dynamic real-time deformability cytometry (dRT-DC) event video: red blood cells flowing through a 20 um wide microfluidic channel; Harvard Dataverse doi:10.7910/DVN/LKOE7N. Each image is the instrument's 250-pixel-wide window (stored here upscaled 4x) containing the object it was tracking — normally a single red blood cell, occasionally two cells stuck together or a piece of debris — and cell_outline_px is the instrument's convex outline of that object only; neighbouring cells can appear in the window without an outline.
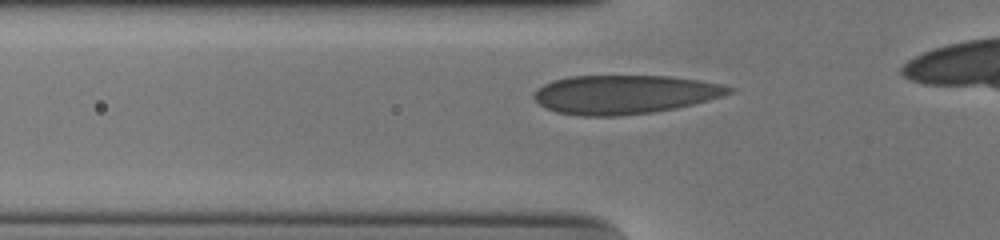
{"species": "human", "species_latin": "Homo sapiens", "temperature_condition": "cold", "stored_images_in_passage": 34, "camera_frame_rate_fps": 3000, "um_per_image_px": 0.085, "donor": {"sex": "male"}, "frame": {"image": 1, "passage_image": 7, "time_ms": 2.0, "image_size_px": [1000, 240], "cell_outline_px": [[736, 88], [732, 92], [708, 100], [676, 108], [652, 112], [616, 116], [580, 116], [556, 112], [544, 108], [532, 96], [544, 84], [552, 80], [568, 76], [668, 76], [700, 80], [720, 84]], "centroid_in_image_um": [53.06, 8.03], "position_along_channel_um": 72.7, "area_um2": 44.04}}
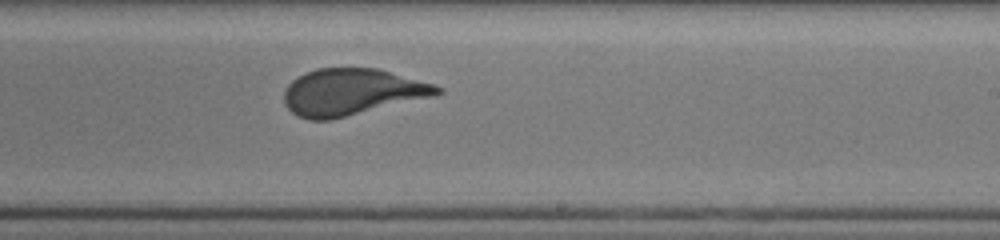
{"frame": {"image": 2, "passage_image": 22, "time_ms": 7.0, "image_size_px": [1000, 240], "cell_outline_px": [[444, 92], [436, 96], [332, 120], [308, 120], [296, 116], [284, 104], [284, 92], [288, 84], [292, 80], [304, 72], [316, 68], [376, 68], [432, 84], [444, 88]], "centroid_in_image_um": [29.89, 7.84], "position_along_channel_um": 259.1, "area_um2": 41.91}}
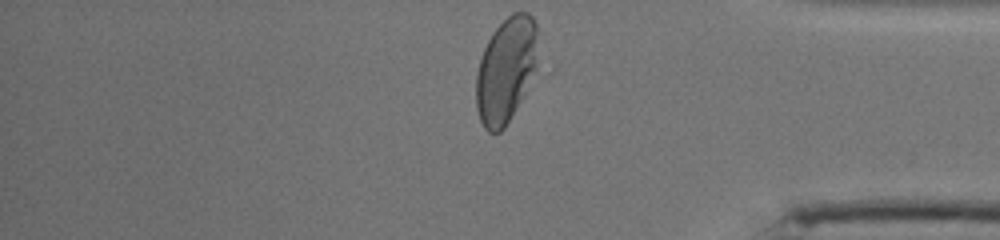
{"frame": {"image": 3, "passage_image": 34, "time_ms": 11.0, "image_size_px": [1000, 240], "cell_outline_px": [[536, 32], [532, 68], [524, 92], [520, 100], [504, 128], [500, 132], [488, 132], [484, 128], [480, 120], [476, 108], [476, 76], [480, 60], [484, 48], [492, 32], [512, 12], [528, 12], [532, 16], [536, 24]], "centroid_in_image_um": [42.92, 5.96], "position_along_channel_um": 392.3, "area_um2": 36.47}, "authors_computed_cell_mechanics": {"area_um2": 42.3674, "velocity_mm_per_s": 3.7381, "shape_relaxation_time_tau1_ms": 4.8787, "shape_relaxation_time_tau2_ms": null, "deformation_change_tau1": 0.1823, "deformation_change_tau2": null}}